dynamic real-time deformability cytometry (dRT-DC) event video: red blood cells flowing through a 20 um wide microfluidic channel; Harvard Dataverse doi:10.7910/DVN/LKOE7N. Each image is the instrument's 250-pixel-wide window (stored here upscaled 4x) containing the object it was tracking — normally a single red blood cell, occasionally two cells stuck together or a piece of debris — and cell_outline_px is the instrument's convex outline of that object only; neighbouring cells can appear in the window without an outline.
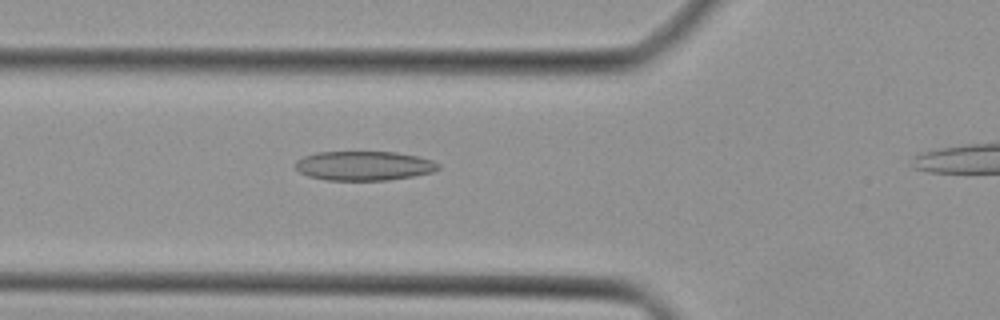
{"species": "Egyptian fruit bat (a non-hibernating species)", "species_latin": "Rousettus aegyptiacus", "temperature_condition": "cold", "stored_images_in_passage": 30, "camera_frame_rate_fps": 3000, "um_per_image_px": 0.085, "animal": {"sex": "female"}, "frame": {"image": 1, "passage_image": 7, "time_ms": 2.0, "image_size_px": [1000, 320], "cell_outline_px": [[440, 168], [432, 172], [412, 176], [388, 180], [328, 180], [308, 176], [300, 172], [296, 168], [296, 160], [304, 156], [316, 152], [396, 152], [416, 156], [432, 160], [440, 164]], "centroid_in_image_um": [30.94, 14.09], "position_along_channel_um": 94.9, "area_um2": 24.33}}
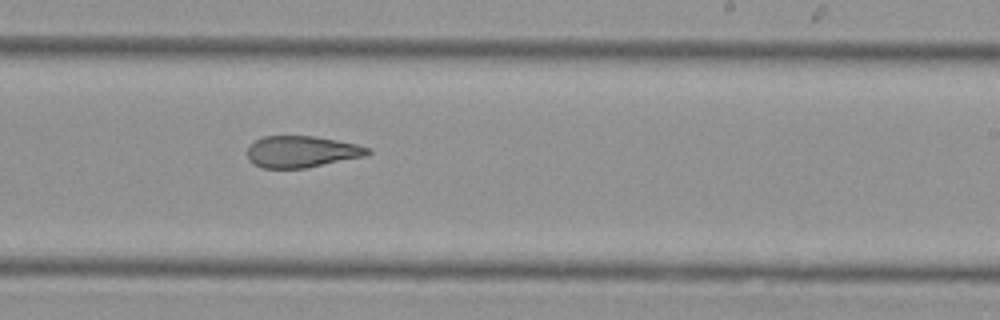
{"frame": {"image": 2, "passage_image": 18, "time_ms": 5.667, "image_size_px": [1000, 320], "cell_outline_px": [[372, 152], [368, 156], [308, 168], [264, 168], [252, 164], [248, 160], [248, 148], [256, 140], [264, 136], [316, 136], [356, 144], [368, 148]], "centroid_in_image_um": [25.67, 12.9], "position_along_channel_um": 263.3, "area_um2": 22.31}}
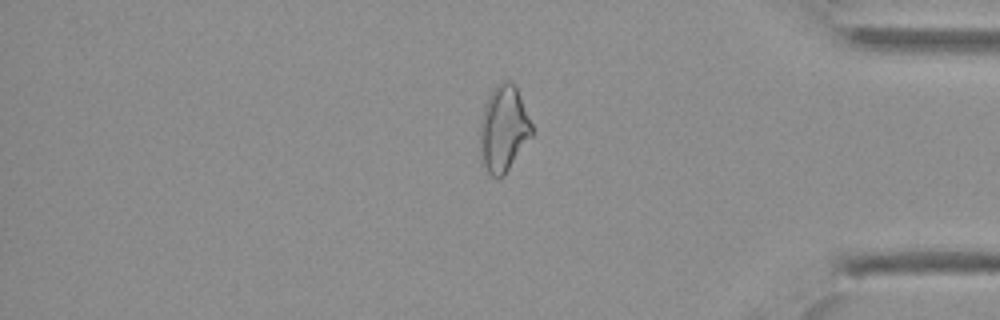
{"frame": {"image": 3, "passage_image": 28, "time_ms": 9.0, "image_size_px": [1000, 320], "cell_outline_px": [[532, 136], [504, 176], [492, 176], [480, 164], [480, 120], [488, 96], [496, 84], [504, 80], [508, 80], [516, 88], [520, 96], [532, 124]], "centroid_in_image_um": [42.78, 10.97], "position_along_channel_um": 392.4, "area_um2": 26.01}}